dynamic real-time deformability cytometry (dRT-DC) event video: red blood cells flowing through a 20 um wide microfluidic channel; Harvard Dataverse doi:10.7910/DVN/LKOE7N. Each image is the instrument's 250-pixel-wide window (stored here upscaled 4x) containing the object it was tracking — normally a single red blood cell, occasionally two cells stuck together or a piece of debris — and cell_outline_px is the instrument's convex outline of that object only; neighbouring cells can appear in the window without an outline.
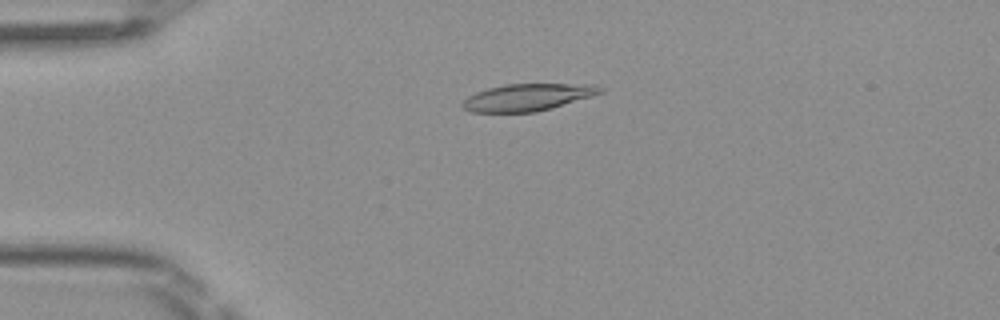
{"species": "Egyptian fruit bat (a non-hibernating species)", "species_latin": "Rousettus aegyptiacus", "temperature_condition": "room temperature", "stored_images_in_passage": 50, "camera_frame_rate_fps": 3000, "um_per_image_px": 0.085, "frame": {"image": 1, "passage_image": 12, "time_ms": 3.667, "image_size_px": [1000, 320], "cell_outline_px": [[604, 92], [592, 96], [552, 108], [536, 112], [472, 112], [460, 108], [460, 104], [468, 96], [476, 92], [488, 88], [504, 84], [596, 84], [604, 88]], "centroid_in_image_um": [44.84, 8.27], "position_along_channel_um": 40.2, "area_um2": 21.91}}
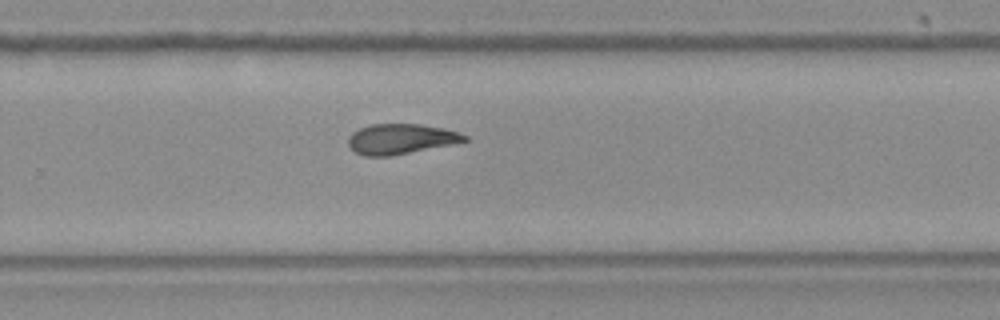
{"frame": {"image": 2, "passage_image": 33, "time_ms": 10.667, "image_size_px": [1000, 320], "cell_outline_px": [[468, 140], [456, 144], [388, 156], [364, 156], [348, 148], [348, 136], [352, 132], [360, 128], [372, 124], [420, 124], [444, 128], [468, 136]], "centroid_in_image_um": [34.05, 11.81], "position_along_channel_um": 295.7, "area_um2": 20.58}}
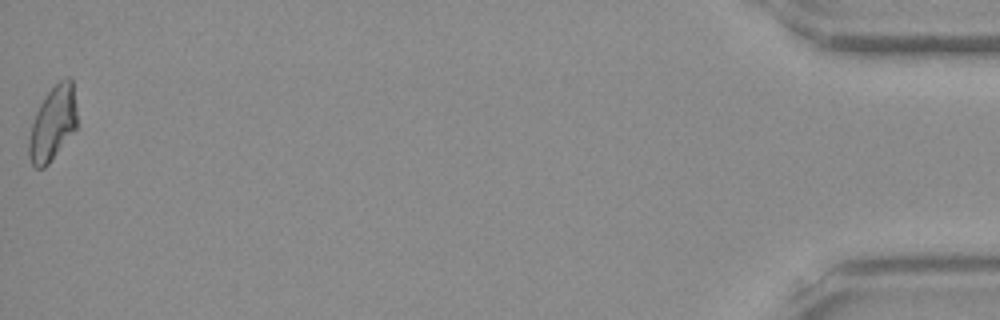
{"frame": {"image": 3, "passage_image": 50, "time_ms": 16.333, "image_size_px": [1000, 320], "cell_outline_px": [[76, 128], [48, 164], [44, 168], [36, 168], [32, 164], [28, 156], [28, 140], [32, 124], [36, 112], [44, 96], [60, 80], [68, 76], [72, 76], [76, 104]], "centroid_in_image_um": [4.48, 10.47], "position_along_channel_um": 430.7, "area_um2": 20.75}, "authors_computed_cell_mechanics": {"area_um2": 21.2704, "velocity_mm_per_s": 4.0734, "shape_relaxation_time_tau1_ms": null, "shape_relaxation_time_tau2_ms": 7.4351, "deformation_change_tau1": null, "deformation_change_tau2": 0.1604}}